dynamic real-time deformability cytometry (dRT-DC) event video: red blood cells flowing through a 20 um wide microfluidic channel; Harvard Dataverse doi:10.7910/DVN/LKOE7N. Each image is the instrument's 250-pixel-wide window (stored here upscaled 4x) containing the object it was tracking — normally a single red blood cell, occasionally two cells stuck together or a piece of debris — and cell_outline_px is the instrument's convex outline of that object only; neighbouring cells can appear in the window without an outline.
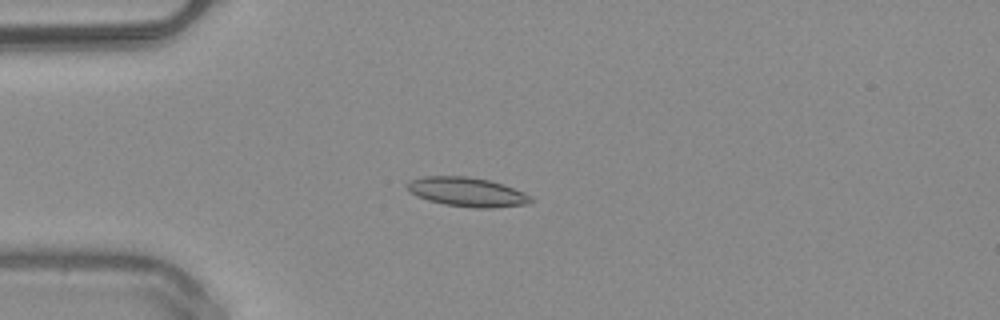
{"species": "common noctule bat (a hibernating species)", "species_latin": "Nyctalus noctula", "temperature_condition": "warm", "stored_images_in_passage": 50, "camera_frame_rate_fps": 3000, "um_per_image_px": 0.085, "animal": {"sex": "male", "body_mass_g": 20.4}, "frame": {"image": 1, "passage_image": 13, "time_ms": 4.0, "image_size_px": [1000, 320], "cell_outline_px": [[532, 200], [528, 204], [492, 208], [476, 208], [444, 204], [428, 200], [416, 196], [408, 192], [404, 184], [408, 180], [424, 176], [468, 176], [488, 180], [504, 184], [524, 192], [532, 196]], "centroid_in_image_um": [39.66, 16.31], "position_along_channel_um": 45.3, "area_um2": 21.33}}
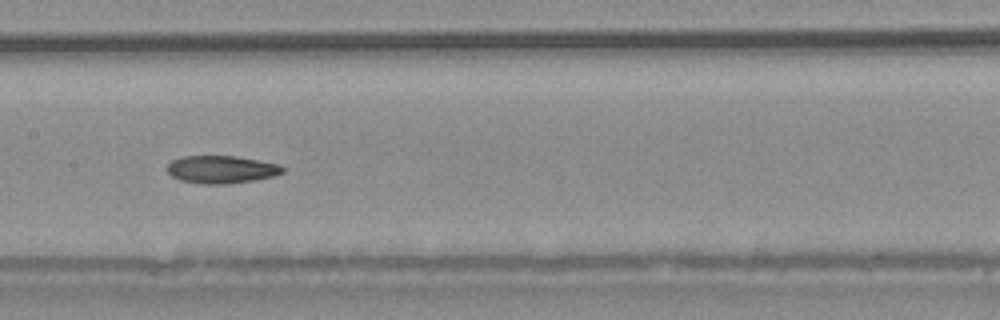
{"frame": {"image": 2, "passage_image": 25, "time_ms": 8.0, "image_size_px": [1000, 320], "cell_outline_px": [[284, 172], [276, 176], [256, 180], [228, 184], [204, 184], [180, 180], [172, 176], [164, 168], [172, 160], [180, 156], [236, 156], [280, 164], [284, 168]], "centroid_in_image_um": [18.82, 14.4], "position_along_channel_um": 188.6, "area_um2": 18.9}}
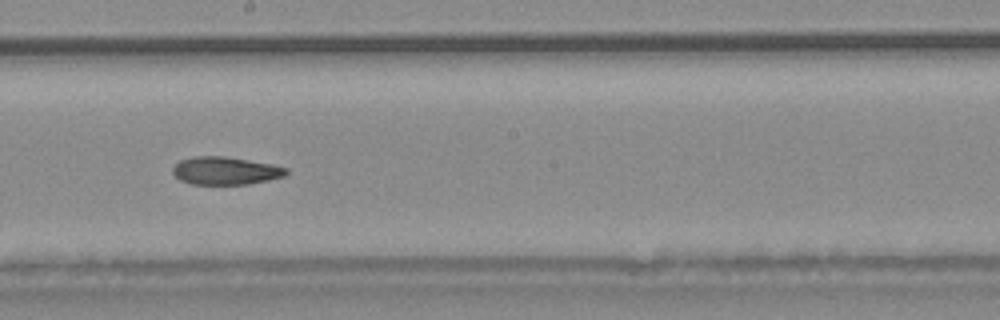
{"frame": {"image": 3, "passage_image": 28, "time_ms": 9.0, "image_size_px": [1000, 320], "cell_outline_px": [[288, 172], [284, 176], [268, 180], [248, 184], [192, 184], [180, 180], [172, 172], [172, 168], [180, 160], [196, 156], [224, 156], [272, 164], [288, 168]], "centroid_in_image_um": [19.16, 14.51], "position_along_channel_um": 229.0, "area_um2": 18.32}, "authors_computed_cell_mechanics": {"area_um2": 19.3919, "velocity_mm_per_s": 4.0407, "shape_relaxation_time_tau1_ms": null, "shape_relaxation_time_tau2_ms": 7.2491, "deformation_change_tau1": null, "deformation_change_tau2": 0.153}}